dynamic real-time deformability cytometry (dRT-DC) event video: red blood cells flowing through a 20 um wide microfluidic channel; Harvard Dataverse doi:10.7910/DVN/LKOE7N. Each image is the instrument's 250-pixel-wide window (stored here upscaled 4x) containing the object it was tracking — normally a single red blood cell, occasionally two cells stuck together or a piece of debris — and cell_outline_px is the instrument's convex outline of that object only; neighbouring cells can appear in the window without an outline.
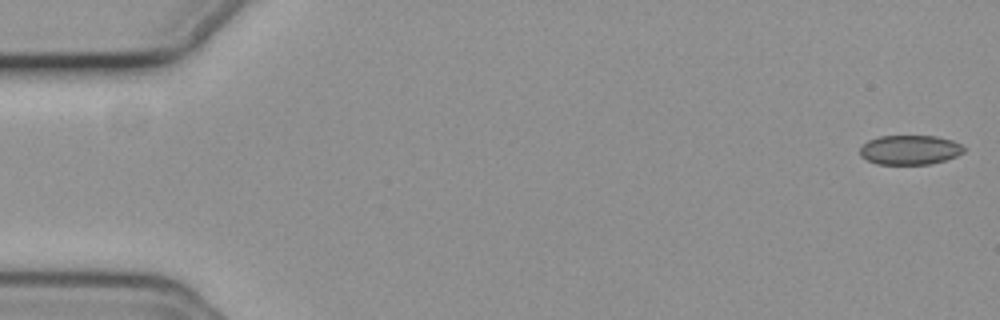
{"species": "common noctule bat (a hibernating species)", "species_latin": "Nyctalus noctula", "temperature_condition": "cold", "stored_images_in_passage": 56, "camera_frame_rate_fps": 3000, "um_per_image_px": 0.085, "animal": {"sex": "female", "body_mass_g": 19.3, "forearm_length_mm": 54.1}, "frame": {"image": 1, "passage_image": 1, "time_ms": 0.0, "image_size_px": [1000, 320], "cell_outline_px": [[964, 152], [956, 156], [944, 160], [928, 164], [876, 164], [860, 156], [860, 148], [868, 140], [880, 136], [936, 136], [952, 140], [960, 144], [964, 148]], "centroid_in_image_um": [77.32, 12.74], "position_along_channel_um": 7.7, "area_um2": 17.74}}
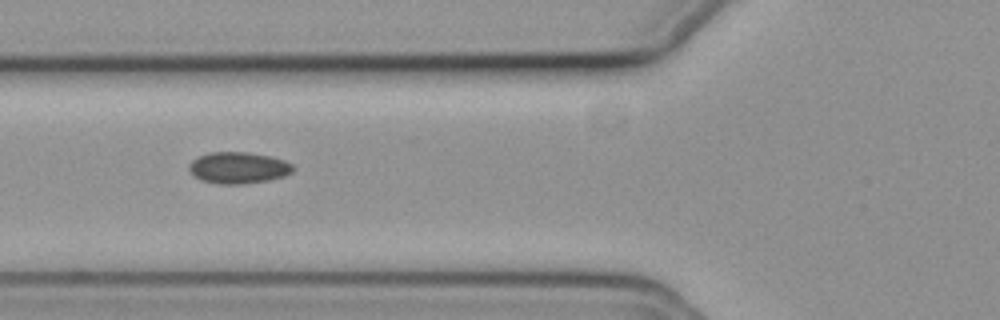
{"frame": {"image": 2, "passage_image": 21, "time_ms": 6.667, "image_size_px": [1000, 320], "cell_outline_px": [[296, 168], [292, 172], [284, 176], [268, 180], [244, 184], [220, 184], [200, 180], [188, 168], [188, 164], [192, 160], [208, 152], [248, 152], [272, 156], [284, 160], [292, 164]], "centroid_in_image_um": [20.29, 14.25], "position_along_channel_um": 105.5, "area_um2": 19.19}}
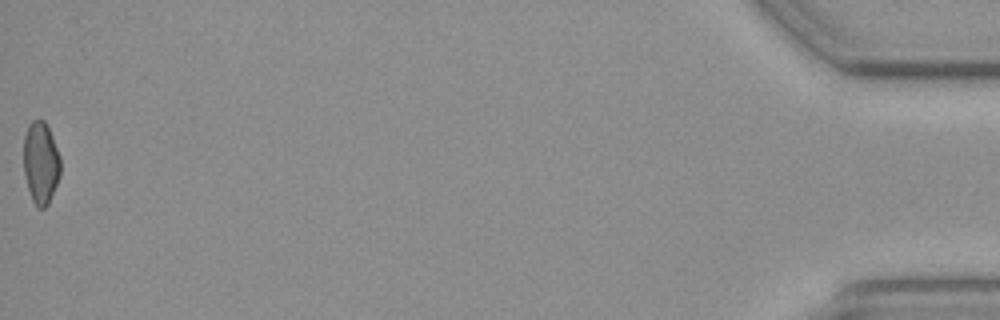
{"frame": {"image": 3, "passage_image": 56, "time_ms": 18.333, "image_size_px": [1000, 320], "cell_outline_px": [[60, 176], [48, 204], [44, 208], [36, 208], [32, 200], [28, 188], [24, 172], [24, 136], [28, 124], [32, 120], [44, 120], [52, 136], [60, 156]], "centroid_in_image_um": [3.46, 13.84], "position_along_channel_um": 431.7, "area_um2": 17.63}, "authors_computed_cell_mechanics": {"area_um2": 18.2648, "velocity_mm_per_s": 3.7221, "shape_relaxation_time_tau1_ms": null, "shape_relaxation_time_tau2_ms": 5.745, "deformation_change_tau1": null, "deformation_change_tau2": 0.0884}}